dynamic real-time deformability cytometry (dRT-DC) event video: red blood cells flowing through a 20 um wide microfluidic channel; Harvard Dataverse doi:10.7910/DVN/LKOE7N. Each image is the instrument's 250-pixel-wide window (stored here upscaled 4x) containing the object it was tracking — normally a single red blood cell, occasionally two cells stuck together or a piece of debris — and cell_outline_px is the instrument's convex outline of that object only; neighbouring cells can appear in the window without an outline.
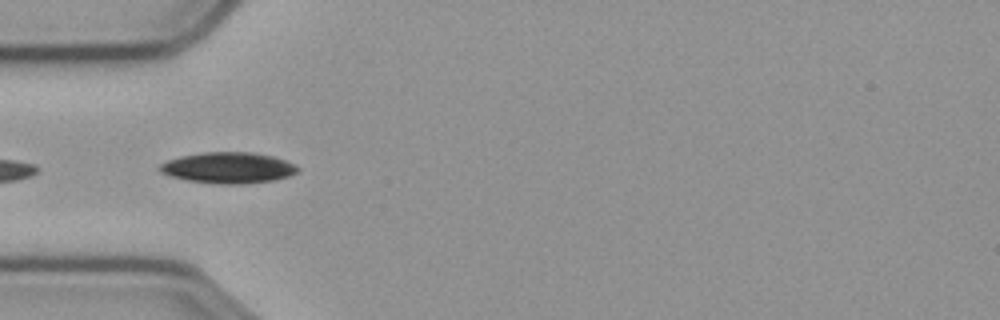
{"species": "common noctule bat (a hibernating species)", "species_latin": "Nyctalus noctula", "temperature_condition": "cold", "stored_images_in_passage": 16, "camera_frame_rate_fps": 3000, "um_per_image_px": 0.085, "animal": {"sex": "male", "body_mass_g": 23.1, "forearm_length_mm": 52.7}, "frame": {"image": 1, "passage_image": 3, "time_ms": 0.667, "image_size_px": [1000, 320], "cell_outline_px": [[300, 168], [296, 172], [288, 176], [272, 180], [244, 184], [220, 184], [188, 180], [172, 176], [160, 172], [156, 168], [160, 164], [168, 160], [180, 156], [204, 152], [252, 152], [272, 156], [284, 160]], "centroid_in_image_um": [19.36, 14.25], "position_along_channel_um": 65.6, "area_um2": 24.74}}